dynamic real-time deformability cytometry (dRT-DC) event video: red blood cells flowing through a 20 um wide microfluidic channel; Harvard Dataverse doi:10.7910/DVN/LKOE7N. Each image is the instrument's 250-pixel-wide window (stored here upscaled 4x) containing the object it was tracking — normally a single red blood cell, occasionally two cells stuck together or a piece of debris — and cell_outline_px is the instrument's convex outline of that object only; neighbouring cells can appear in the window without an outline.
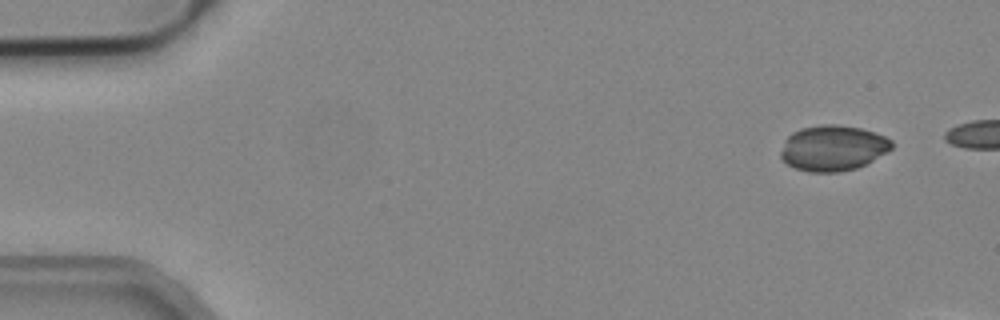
{"species": "common noctule bat (a hibernating species)", "species_latin": "Nyctalus noctula", "temperature_condition": "cold", "stored_images_in_passage": 4, "camera_frame_rate_fps": 3000, "um_per_image_px": 0.085, "animal": {"sex": "male", "body_mass_g": 19.2, "forearm_length_mm": 51.8}, "frame": {"image": 1, "passage_image": 1, "time_ms": 0.0, "image_size_px": [1000, 320], "cell_outline_px": [[892, 148], [872, 160], [856, 168], [840, 172], [808, 172], [796, 168], [788, 164], [780, 156], [780, 152], [784, 140], [792, 132], [800, 128], [820, 124], [836, 124], [860, 128], [884, 136], [892, 140]], "centroid_in_image_um": [70.76, 12.57], "position_along_channel_um": 14.2, "area_um2": 29.36}}